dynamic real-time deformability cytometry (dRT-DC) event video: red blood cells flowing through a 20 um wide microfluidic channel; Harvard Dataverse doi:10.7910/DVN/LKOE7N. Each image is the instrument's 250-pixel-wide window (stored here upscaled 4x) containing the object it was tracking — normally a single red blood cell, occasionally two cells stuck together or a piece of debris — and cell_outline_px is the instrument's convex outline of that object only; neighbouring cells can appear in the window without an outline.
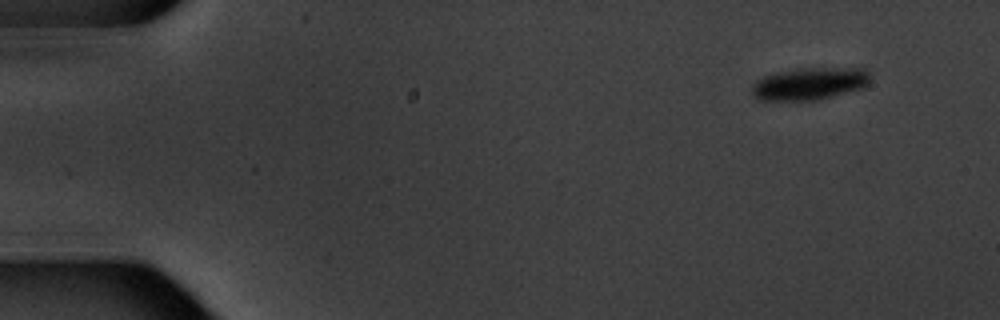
{"species": "common noctule bat (a hibernating species)", "species_latin": "Nyctalus noctula", "temperature_condition": "warm", "stored_images_in_passage": 8, "camera_frame_rate_fps": 3000, "um_per_image_px": 0.085, "animal": {"sex": "male", "body_mass_g": 20.1, "forearm_length_mm": 53.5}, "frame": {"image": 1, "passage_image": 2, "time_ms": 1.333, "image_size_px": [1000, 320], "cell_outline_px": [[868, 84], [864, 88], [820, 100], [756, 100], [752, 92], [752, 84], [756, 80], [764, 76], [812, 68], [864, 68], [868, 72]], "centroid_in_image_um": [68.85, 7.14], "position_along_channel_um": 16.2, "area_um2": 21.96}}
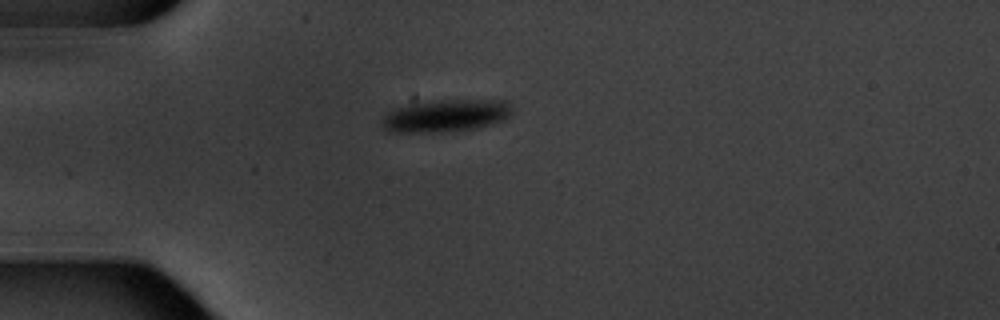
{"frame": {"image": 2, "passage_image": 5, "time_ms": 5.0, "image_size_px": [1000, 320], "cell_outline_px": [[512, 112], [504, 120], [476, 128], [440, 132], [388, 132], [380, 124], [384, 116], [388, 112], [396, 108], [408, 104], [440, 100], [500, 100], [512, 104]], "centroid_in_image_um": [37.88, 9.83], "position_along_channel_um": 47.1, "area_um2": 24.51}}